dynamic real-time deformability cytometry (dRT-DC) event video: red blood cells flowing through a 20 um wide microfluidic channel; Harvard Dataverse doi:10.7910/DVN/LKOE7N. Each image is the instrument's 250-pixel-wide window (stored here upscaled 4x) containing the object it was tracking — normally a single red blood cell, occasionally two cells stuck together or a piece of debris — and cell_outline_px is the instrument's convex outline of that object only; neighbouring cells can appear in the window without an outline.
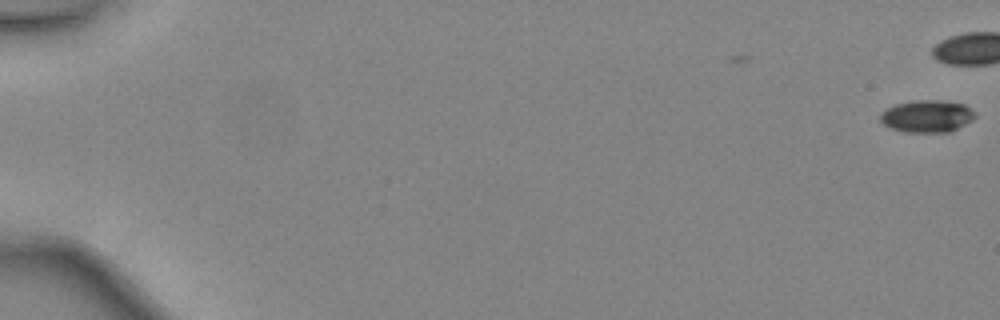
{"species": "common noctule bat (a hibernating species)", "species_latin": "Nyctalus noctula", "temperature_condition": "warm", "stored_images_in_passage": 5, "camera_frame_rate_fps": 3000, "um_per_image_px": 0.085, "animal": {"sex": "female", "body_mass_g": 24.6, "forearm_length_mm": 56.2}, "frame": {"image": 1, "passage_image": 5, "time_ms": 1.333, "image_size_px": [1000, 320], "cell_outline_px": [[976, 116], [972, 120], [948, 132], [904, 132], [888, 128], [880, 120], [880, 112], [896, 104], [916, 100], [936, 100], [964, 104], [976, 112]], "centroid_in_image_um": [78.77, 9.88], "position_along_channel_um": 6.2, "area_um2": 17.74}}